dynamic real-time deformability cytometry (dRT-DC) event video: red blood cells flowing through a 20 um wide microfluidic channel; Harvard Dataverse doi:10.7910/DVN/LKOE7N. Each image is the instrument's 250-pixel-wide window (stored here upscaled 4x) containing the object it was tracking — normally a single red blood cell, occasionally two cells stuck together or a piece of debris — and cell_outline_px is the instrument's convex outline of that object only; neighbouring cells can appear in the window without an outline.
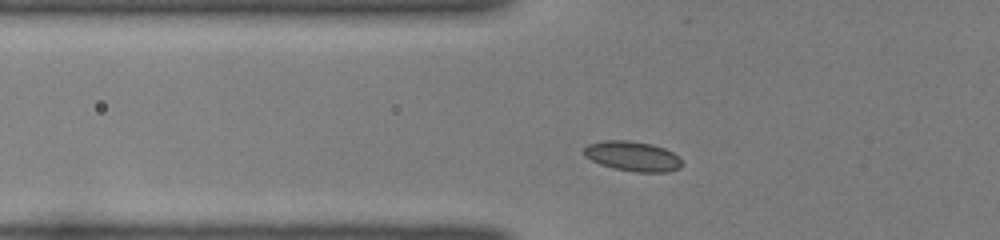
{"species": "common noctule bat (a hibernating species)", "species_latin": "Nyctalus noctula", "temperature_condition": "room temperature", "stored_images_in_passage": 36, "camera_frame_rate_fps": 3000, "um_per_image_px": 0.085, "animal": {"sex": "female", "body_mass_g": 22.0, "forearm_length_mm": 56.7}, "frame": {"image": 1, "passage_image": 4, "time_ms": 1.0, "image_size_px": [1000, 240], "cell_outline_px": [[684, 164], [680, 168], [668, 172], [636, 172], [612, 168], [600, 164], [584, 156], [584, 148], [588, 144], [604, 140], [628, 140], [652, 144], [664, 148], [672, 152]], "centroid_in_image_um": [53.77, 13.28], "position_along_channel_um": 72.0, "area_um2": 17.11}}
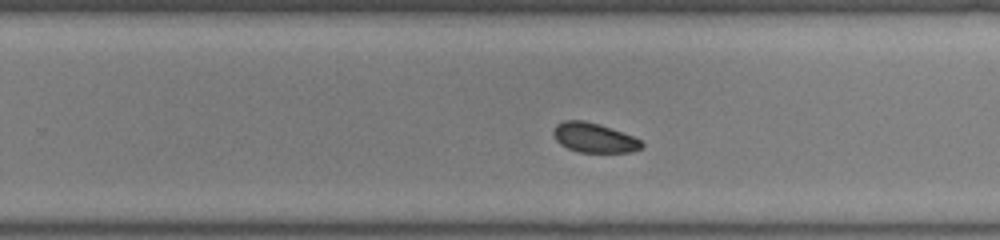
{"frame": {"image": 2, "passage_image": 20, "time_ms": 6.333, "image_size_px": [1000, 240], "cell_outline_px": [[644, 144], [640, 148], [632, 152], [580, 152], [568, 148], [560, 144], [556, 140], [552, 132], [552, 128], [556, 124], [564, 120], [584, 120], [600, 124], [632, 136], [640, 140]], "centroid_in_image_um": [50.45, 11.69], "position_along_channel_um": 279.3, "area_um2": 15.2}}
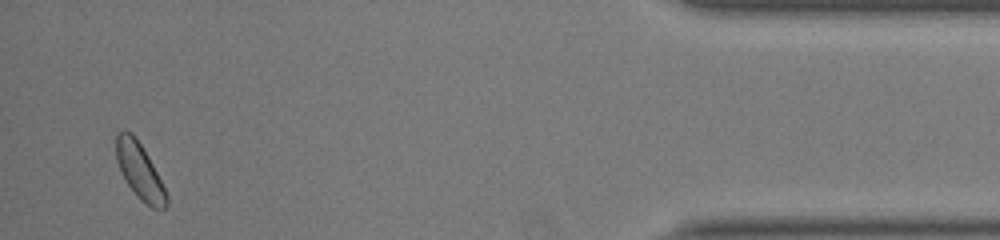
{"frame": {"image": 3, "passage_image": 35, "time_ms": 11.333, "image_size_px": [1000, 240], "cell_outline_px": [[168, 204], [164, 208], [152, 208], [140, 200], [124, 180], [120, 172], [116, 160], [116, 132], [132, 132], [148, 156], [168, 196]], "centroid_in_image_um": [11.85, 14.56], "position_along_channel_um": 423.4, "area_um2": 16.18}, "authors_computed_cell_mechanics": {"area_um2": 16.1551, "velocity_mm_per_s": 3.9536, "shape_relaxation_time_tau1_ms": null, "shape_relaxation_time_tau2_ms": 8.8614, "deformation_change_tau1": null, "deformation_change_tau2": 0.1134}}